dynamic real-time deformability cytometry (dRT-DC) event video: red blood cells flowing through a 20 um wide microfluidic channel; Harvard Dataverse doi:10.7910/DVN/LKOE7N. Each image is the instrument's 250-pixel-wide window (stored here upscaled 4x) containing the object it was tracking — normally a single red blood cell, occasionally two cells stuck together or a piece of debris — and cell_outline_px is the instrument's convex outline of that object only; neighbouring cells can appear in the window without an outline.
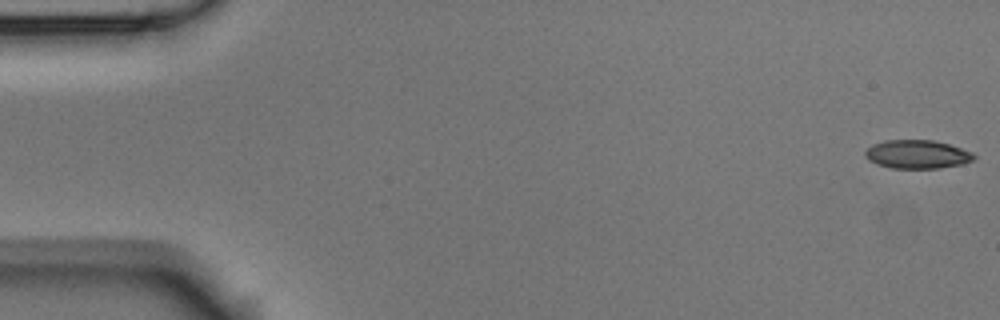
{"species": "Egyptian fruit bat (a non-hibernating species)", "species_latin": "Rousettus aegyptiacus", "temperature_condition": "room temperature", "stored_images_in_passage": 6, "segment_of_instrument_passage": [2, 2], "camera_frame_rate_fps": 3000, "um_per_image_px": 0.085, "animal": {"sex": "male"}, "frame": {"image": 1, "passage_image": 6, "time_ms": 6.0, "image_size_px": [1000, 320], "cell_outline_px": [[976, 156], [972, 160], [964, 164], [940, 168], [892, 168], [876, 164], [868, 160], [864, 156], [864, 152], [872, 144], [884, 140], [932, 140], [948, 144], [972, 152]], "centroid_in_image_um": [77.93, 13.12], "position_along_channel_um": 7.1, "area_um2": 18.15}}